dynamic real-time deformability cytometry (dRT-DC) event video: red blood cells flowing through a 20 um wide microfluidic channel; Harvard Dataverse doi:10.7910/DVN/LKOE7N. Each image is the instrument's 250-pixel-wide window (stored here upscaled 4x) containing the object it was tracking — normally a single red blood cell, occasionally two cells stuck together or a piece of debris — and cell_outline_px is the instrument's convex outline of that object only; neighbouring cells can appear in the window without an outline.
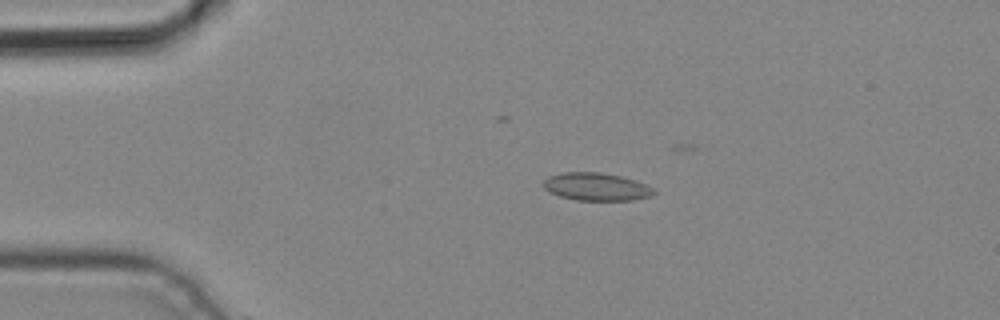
{"species": "common noctule bat (a hibernating species)", "species_latin": "Nyctalus noctula", "temperature_condition": "cold", "stored_images_in_passage": 4, "camera_frame_rate_fps": 3000, "um_per_image_px": 0.085, "animal": {"sex": "male", "body_mass_g": 19.2, "forearm_length_mm": 51.8}, "frame": {"image": 1, "passage_image": 3, "time_ms": 0.667, "image_size_px": [1000, 320], "cell_outline_px": [[656, 192], [652, 196], [632, 200], [576, 200], [560, 196], [548, 192], [544, 188], [544, 180], [548, 176], [564, 172], [600, 172], [620, 176], [636, 180], [652, 188]], "centroid_in_image_um": [50.67, 15.87], "position_along_channel_um": 34.3, "area_um2": 17.86}}